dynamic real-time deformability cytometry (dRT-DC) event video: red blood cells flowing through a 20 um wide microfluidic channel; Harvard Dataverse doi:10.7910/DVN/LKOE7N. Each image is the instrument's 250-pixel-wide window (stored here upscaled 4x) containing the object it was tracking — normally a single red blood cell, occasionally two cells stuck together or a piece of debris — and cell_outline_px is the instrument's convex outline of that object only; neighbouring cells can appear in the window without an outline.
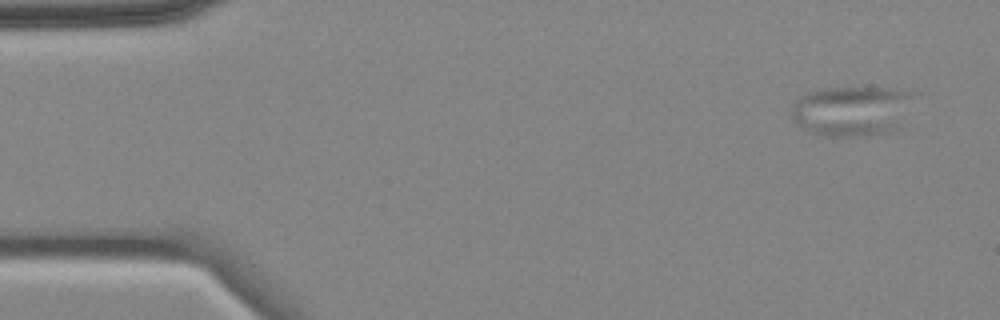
{"species": "common noctule bat (a hibernating species)", "species_latin": "Nyctalus noctula", "temperature_condition": "cold", "stored_images_in_passage": 6, "camera_frame_rate_fps": 3000, "um_per_image_px": 0.085, "animal": {"sex": "female", "body_mass_g": 18.4}, "frame": {"image": 1, "passage_image": 1, "time_ms": 0.0, "image_size_px": [1000, 320], "cell_outline_px": [[924, 92], [900, 128], [892, 132], [868, 136], [828, 136], [812, 132], [804, 128], [792, 120], [792, 104], [800, 96], [808, 92], [828, 88], [896, 88]], "centroid_in_image_um": [72.62, 9.4], "position_along_channel_um": 12.4, "area_um2": 37.22}}
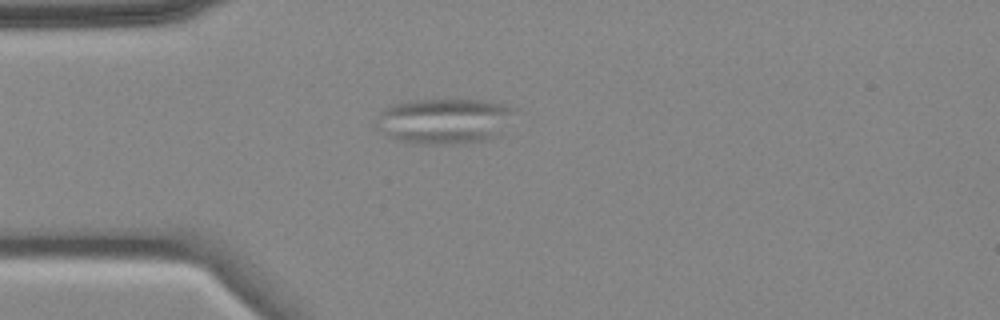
{"frame": {"image": 2, "passage_image": 4, "time_ms": 3.667, "image_size_px": [1000, 320], "cell_outline_px": [[520, 108], [500, 136], [484, 140], [464, 144], [416, 144], [400, 140], [388, 136], [376, 128], [376, 120], [380, 112], [384, 108], [392, 104], [412, 100], [484, 100], [504, 104]], "centroid_in_image_um": [37.83, 10.28], "position_along_channel_um": 47.2, "area_um2": 37.45}}
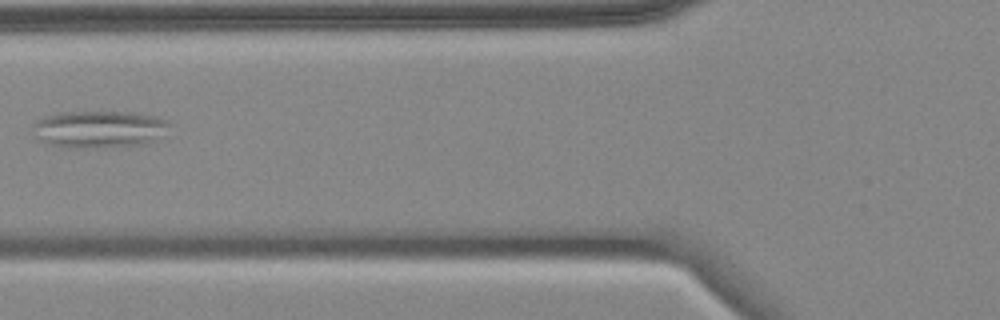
{"frame": {"image": 3, "passage_image": 6, "time_ms": 6.0, "image_size_px": [1000, 320], "cell_outline_px": [[172, 124], [148, 144], [96, 148], [64, 148], [44, 144], [36, 140], [32, 128], [44, 116], [60, 112], [132, 112], [156, 116], [168, 120]], "centroid_in_image_um": [8.38, 11.0], "position_along_channel_um": 117.4, "area_um2": 29.94}}